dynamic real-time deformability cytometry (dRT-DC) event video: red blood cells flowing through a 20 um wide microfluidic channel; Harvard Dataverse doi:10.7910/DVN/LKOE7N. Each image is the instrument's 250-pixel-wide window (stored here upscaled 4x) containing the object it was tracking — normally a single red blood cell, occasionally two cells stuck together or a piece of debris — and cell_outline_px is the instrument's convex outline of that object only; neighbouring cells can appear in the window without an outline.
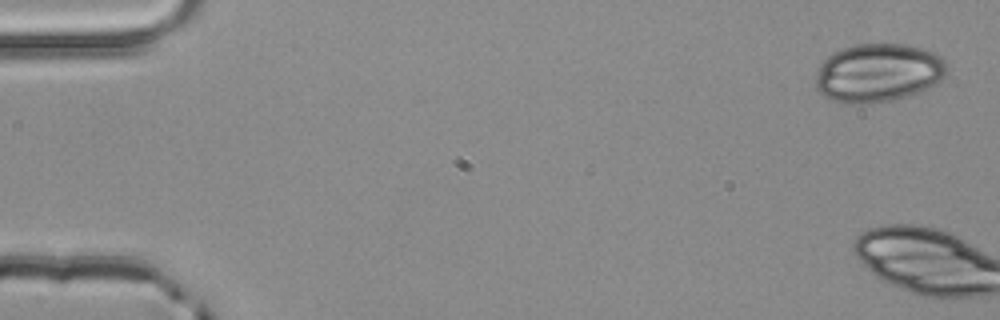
{"species": "common noctule bat (a hibernating species)", "species_latin": "Nyctalus noctula", "temperature_condition": "room temperature", "stored_images_in_passage": 5, "camera_frame_rate_fps": 3000, "um_per_image_px": 0.085, "animal": {"sex": "male", "body_mass_g": 20.4}, "frame": {"image": 1, "passage_image": 1, "time_ms": 0.0, "image_size_px": [1000, 320], "cell_outline_px": [[948, 68], [944, 76], [936, 84], [920, 92], [896, 100], [868, 104], [848, 104], [832, 100], [824, 96], [816, 88], [816, 72], [820, 64], [832, 52], [856, 44], [908, 44], [932, 52], [940, 56], [944, 60]], "centroid_in_image_um": [74.64, 6.21], "position_along_channel_um": 10.4, "area_um2": 45.14}}